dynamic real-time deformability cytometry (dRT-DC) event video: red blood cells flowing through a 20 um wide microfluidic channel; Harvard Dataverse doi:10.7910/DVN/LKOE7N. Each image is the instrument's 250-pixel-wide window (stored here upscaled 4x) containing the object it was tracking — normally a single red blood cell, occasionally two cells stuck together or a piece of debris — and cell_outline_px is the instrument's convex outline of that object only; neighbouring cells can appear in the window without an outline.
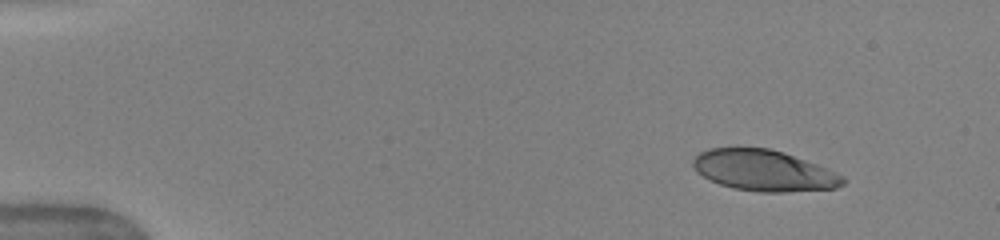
{"species": "human", "species_latin": "Homo sapiens", "temperature_condition": "warm", "stored_images_in_passage": 45, "camera_frame_rate_fps": 3000, "um_per_image_px": 0.085, "donor": {"sex": "female"}, "frame": {"image": 1, "passage_image": 1, "time_ms": 0.0, "image_size_px": [1000, 240], "cell_outline_px": [[844, 184], [836, 188], [784, 192], [760, 192], [732, 188], [720, 184], [696, 172], [692, 168], [692, 160], [700, 152], [708, 148], [768, 148], [784, 152], [816, 164], [844, 176]], "centroid_in_image_um": [64.9, 14.49], "position_along_channel_um": 20.1, "area_um2": 35.66}}
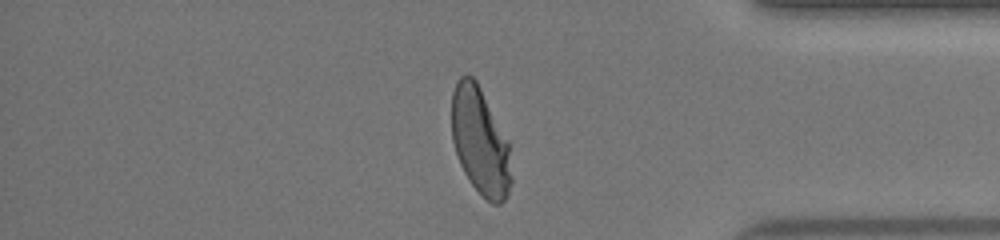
{"frame": {"image": 2, "passage_image": 38, "time_ms": 12.333, "image_size_px": [1000, 240], "cell_outline_px": [[512, 180], [508, 196], [500, 204], [492, 204], [468, 180], [460, 164], [452, 140], [452, 92], [460, 76], [472, 76], [476, 80], [508, 140], [512, 176]], "centroid_in_image_um": [40.83, 12.04], "position_along_channel_um": 394.4, "area_um2": 37.11}}
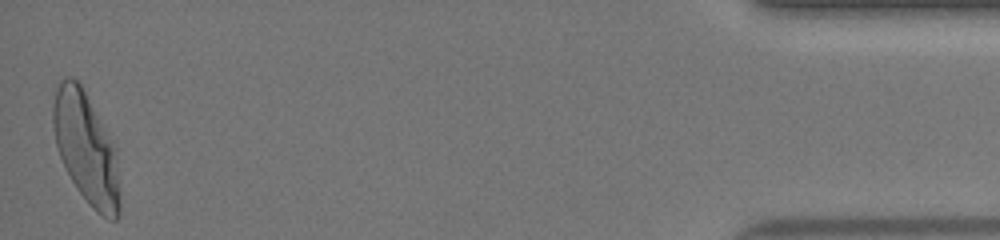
{"frame": {"image": 3, "passage_image": 45, "time_ms": 14.667, "image_size_px": [1000, 240], "cell_outline_px": [[120, 212], [116, 220], [108, 220], [96, 212], [88, 204], [72, 180], [60, 156], [56, 144], [52, 124], [52, 104], [56, 88], [60, 80], [64, 76], [72, 76], [80, 84], [116, 148], [120, 196]], "centroid_in_image_um": [7.32, 12.61], "position_along_channel_um": 427.9, "area_um2": 43.06}, "authors_computed_cell_mechanics": {"area_um2": 38.6682, "velocity_mm_per_s": 4.0637, "shape_relaxation_time_tau1_ms": 3.2305, "shape_relaxation_time_tau2_ms": null, "deformation_change_tau1": 0.2007, "deformation_change_tau2": null}}